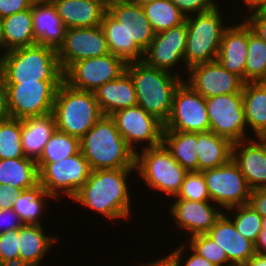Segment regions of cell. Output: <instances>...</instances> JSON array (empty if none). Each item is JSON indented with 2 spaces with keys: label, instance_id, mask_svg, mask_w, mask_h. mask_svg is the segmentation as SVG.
I'll return each mask as SVG.
<instances>
[{
  "label": "cell",
  "instance_id": "52a82bcc",
  "mask_svg": "<svg viewBox=\"0 0 266 266\" xmlns=\"http://www.w3.org/2000/svg\"><path fill=\"white\" fill-rule=\"evenodd\" d=\"M221 8L219 4L211 11L186 17L184 64L188 69L193 65L217 59L222 35L230 23L225 24Z\"/></svg>",
  "mask_w": 266,
  "mask_h": 266
},
{
  "label": "cell",
  "instance_id": "9a60e30c",
  "mask_svg": "<svg viewBox=\"0 0 266 266\" xmlns=\"http://www.w3.org/2000/svg\"><path fill=\"white\" fill-rule=\"evenodd\" d=\"M126 64L111 53L78 60L64 72V81L71 87L94 92L103 84L117 79Z\"/></svg>",
  "mask_w": 266,
  "mask_h": 266
},
{
  "label": "cell",
  "instance_id": "83f0119b",
  "mask_svg": "<svg viewBox=\"0 0 266 266\" xmlns=\"http://www.w3.org/2000/svg\"><path fill=\"white\" fill-rule=\"evenodd\" d=\"M242 97L248 132L266 138V82L245 83Z\"/></svg>",
  "mask_w": 266,
  "mask_h": 266
},
{
  "label": "cell",
  "instance_id": "9c48e42d",
  "mask_svg": "<svg viewBox=\"0 0 266 266\" xmlns=\"http://www.w3.org/2000/svg\"><path fill=\"white\" fill-rule=\"evenodd\" d=\"M62 82H5L10 117L23 120L52 113L56 91Z\"/></svg>",
  "mask_w": 266,
  "mask_h": 266
},
{
  "label": "cell",
  "instance_id": "cb8c5ba5",
  "mask_svg": "<svg viewBox=\"0 0 266 266\" xmlns=\"http://www.w3.org/2000/svg\"><path fill=\"white\" fill-rule=\"evenodd\" d=\"M33 30L37 44L56 50L63 44L66 27L51 0H35L32 5Z\"/></svg>",
  "mask_w": 266,
  "mask_h": 266
},
{
  "label": "cell",
  "instance_id": "f35d334b",
  "mask_svg": "<svg viewBox=\"0 0 266 266\" xmlns=\"http://www.w3.org/2000/svg\"><path fill=\"white\" fill-rule=\"evenodd\" d=\"M101 27L111 54L120 58L125 64L139 61L126 47V34L122 25L107 12L103 16Z\"/></svg>",
  "mask_w": 266,
  "mask_h": 266
},
{
  "label": "cell",
  "instance_id": "603a6c76",
  "mask_svg": "<svg viewBox=\"0 0 266 266\" xmlns=\"http://www.w3.org/2000/svg\"><path fill=\"white\" fill-rule=\"evenodd\" d=\"M66 29L101 26L107 7L104 0H51Z\"/></svg>",
  "mask_w": 266,
  "mask_h": 266
},
{
  "label": "cell",
  "instance_id": "f907efd6",
  "mask_svg": "<svg viewBox=\"0 0 266 266\" xmlns=\"http://www.w3.org/2000/svg\"><path fill=\"white\" fill-rule=\"evenodd\" d=\"M10 117L8 110L7 85L2 71L0 70V119Z\"/></svg>",
  "mask_w": 266,
  "mask_h": 266
},
{
  "label": "cell",
  "instance_id": "30bf717a",
  "mask_svg": "<svg viewBox=\"0 0 266 266\" xmlns=\"http://www.w3.org/2000/svg\"><path fill=\"white\" fill-rule=\"evenodd\" d=\"M201 172L205 178L211 202L223 211L249 204L251 189L233 159L220 167Z\"/></svg>",
  "mask_w": 266,
  "mask_h": 266
},
{
  "label": "cell",
  "instance_id": "d6986e66",
  "mask_svg": "<svg viewBox=\"0 0 266 266\" xmlns=\"http://www.w3.org/2000/svg\"><path fill=\"white\" fill-rule=\"evenodd\" d=\"M107 13L122 25L127 49L142 61L144 51L155 35L142 6L130 2L115 3L107 6Z\"/></svg>",
  "mask_w": 266,
  "mask_h": 266
},
{
  "label": "cell",
  "instance_id": "7c38bea8",
  "mask_svg": "<svg viewBox=\"0 0 266 266\" xmlns=\"http://www.w3.org/2000/svg\"><path fill=\"white\" fill-rule=\"evenodd\" d=\"M110 117L127 145L135 153L162 144L164 124L139 105L120 109ZM139 145L140 147H137Z\"/></svg>",
  "mask_w": 266,
  "mask_h": 266
},
{
  "label": "cell",
  "instance_id": "f546056e",
  "mask_svg": "<svg viewBox=\"0 0 266 266\" xmlns=\"http://www.w3.org/2000/svg\"><path fill=\"white\" fill-rule=\"evenodd\" d=\"M198 133L163 131L162 144L188 172L198 171Z\"/></svg>",
  "mask_w": 266,
  "mask_h": 266
},
{
  "label": "cell",
  "instance_id": "e0dca14e",
  "mask_svg": "<svg viewBox=\"0 0 266 266\" xmlns=\"http://www.w3.org/2000/svg\"><path fill=\"white\" fill-rule=\"evenodd\" d=\"M108 53L110 50L101 26L66 29L63 44L57 50L63 72L78 60Z\"/></svg>",
  "mask_w": 266,
  "mask_h": 266
},
{
  "label": "cell",
  "instance_id": "5b68a950",
  "mask_svg": "<svg viewBox=\"0 0 266 266\" xmlns=\"http://www.w3.org/2000/svg\"><path fill=\"white\" fill-rule=\"evenodd\" d=\"M52 114L57 130L79 139L103 116L94 92L75 89L65 81L56 91Z\"/></svg>",
  "mask_w": 266,
  "mask_h": 266
},
{
  "label": "cell",
  "instance_id": "60d3db41",
  "mask_svg": "<svg viewBox=\"0 0 266 266\" xmlns=\"http://www.w3.org/2000/svg\"><path fill=\"white\" fill-rule=\"evenodd\" d=\"M171 199L211 201L203 173L201 171L187 172L180 192Z\"/></svg>",
  "mask_w": 266,
  "mask_h": 266
},
{
  "label": "cell",
  "instance_id": "3957f363",
  "mask_svg": "<svg viewBox=\"0 0 266 266\" xmlns=\"http://www.w3.org/2000/svg\"><path fill=\"white\" fill-rule=\"evenodd\" d=\"M125 71L133 80L137 105L165 124L172 110L174 92L184 78L143 61L126 64Z\"/></svg>",
  "mask_w": 266,
  "mask_h": 266
},
{
  "label": "cell",
  "instance_id": "7dc6e473",
  "mask_svg": "<svg viewBox=\"0 0 266 266\" xmlns=\"http://www.w3.org/2000/svg\"><path fill=\"white\" fill-rule=\"evenodd\" d=\"M23 225L18 214L13 209L0 210V235L15 230Z\"/></svg>",
  "mask_w": 266,
  "mask_h": 266
},
{
  "label": "cell",
  "instance_id": "816d5d0a",
  "mask_svg": "<svg viewBox=\"0 0 266 266\" xmlns=\"http://www.w3.org/2000/svg\"><path fill=\"white\" fill-rule=\"evenodd\" d=\"M242 2L244 3L243 6H245L244 9L247 8L245 14L256 10H264L266 8V0H242Z\"/></svg>",
  "mask_w": 266,
  "mask_h": 266
},
{
  "label": "cell",
  "instance_id": "bcb514c9",
  "mask_svg": "<svg viewBox=\"0 0 266 266\" xmlns=\"http://www.w3.org/2000/svg\"><path fill=\"white\" fill-rule=\"evenodd\" d=\"M35 0H0V19L30 9Z\"/></svg>",
  "mask_w": 266,
  "mask_h": 266
},
{
  "label": "cell",
  "instance_id": "484cf974",
  "mask_svg": "<svg viewBox=\"0 0 266 266\" xmlns=\"http://www.w3.org/2000/svg\"><path fill=\"white\" fill-rule=\"evenodd\" d=\"M103 115L137 105L135 87L130 75L124 71L117 79L107 82L94 91Z\"/></svg>",
  "mask_w": 266,
  "mask_h": 266
},
{
  "label": "cell",
  "instance_id": "7402d4cb",
  "mask_svg": "<svg viewBox=\"0 0 266 266\" xmlns=\"http://www.w3.org/2000/svg\"><path fill=\"white\" fill-rule=\"evenodd\" d=\"M226 252L233 266H244L256 253L255 244L243 237L233 221L223 213L207 233Z\"/></svg>",
  "mask_w": 266,
  "mask_h": 266
},
{
  "label": "cell",
  "instance_id": "6f0895ef",
  "mask_svg": "<svg viewBox=\"0 0 266 266\" xmlns=\"http://www.w3.org/2000/svg\"><path fill=\"white\" fill-rule=\"evenodd\" d=\"M106 7L115 3H133V0H104Z\"/></svg>",
  "mask_w": 266,
  "mask_h": 266
},
{
  "label": "cell",
  "instance_id": "277c9868",
  "mask_svg": "<svg viewBox=\"0 0 266 266\" xmlns=\"http://www.w3.org/2000/svg\"><path fill=\"white\" fill-rule=\"evenodd\" d=\"M0 70L5 82L64 81L57 50L39 44L9 50Z\"/></svg>",
  "mask_w": 266,
  "mask_h": 266
},
{
  "label": "cell",
  "instance_id": "ffe728a7",
  "mask_svg": "<svg viewBox=\"0 0 266 266\" xmlns=\"http://www.w3.org/2000/svg\"><path fill=\"white\" fill-rule=\"evenodd\" d=\"M232 159L251 190L266 187V138L252 137L235 142Z\"/></svg>",
  "mask_w": 266,
  "mask_h": 266
},
{
  "label": "cell",
  "instance_id": "f1b7e54d",
  "mask_svg": "<svg viewBox=\"0 0 266 266\" xmlns=\"http://www.w3.org/2000/svg\"><path fill=\"white\" fill-rule=\"evenodd\" d=\"M198 171L220 167L232 159L233 142L211 131L198 133Z\"/></svg>",
  "mask_w": 266,
  "mask_h": 266
},
{
  "label": "cell",
  "instance_id": "d590c367",
  "mask_svg": "<svg viewBox=\"0 0 266 266\" xmlns=\"http://www.w3.org/2000/svg\"><path fill=\"white\" fill-rule=\"evenodd\" d=\"M80 151V139L55 130L46 143L36 163H54L69 158Z\"/></svg>",
  "mask_w": 266,
  "mask_h": 266
},
{
  "label": "cell",
  "instance_id": "8d00e7d4",
  "mask_svg": "<svg viewBox=\"0 0 266 266\" xmlns=\"http://www.w3.org/2000/svg\"><path fill=\"white\" fill-rule=\"evenodd\" d=\"M233 221L238 232L254 244L262 230V216L250 205H240L224 211Z\"/></svg>",
  "mask_w": 266,
  "mask_h": 266
},
{
  "label": "cell",
  "instance_id": "4dcf8cb0",
  "mask_svg": "<svg viewBox=\"0 0 266 266\" xmlns=\"http://www.w3.org/2000/svg\"><path fill=\"white\" fill-rule=\"evenodd\" d=\"M0 184L12 185L19 191L39 184V169L30 158L0 159Z\"/></svg>",
  "mask_w": 266,
  "mask_h": 266
},
{
  "label": "cell",
  "instance_id": "e575fe53",
  "mask_svg": "<svg viewBox=\"0 0 266 266\" xmlns=\"http://www.w3.org/2000/svg\"><path fill=\"white\" fill-rule=\"evenodd\" d=\"M266 82V42L248 25V50L245 83Z\"/></svg>",
  "mask_w": 266,
  "mask_h": 266
},
{
  "label": "cell",
  "instance_id": "680465c9",
  "mask_svg": "<svg viewBox=\"0 0 266 266\" xmlns=\"http://www.w3.org/2000/svg\"><path fill=\"white\" fill-rule=\"evenodd\" d=\"M154 0H133V4L144 6L145 4H148Z\"/></svg>",
  "mask_w": 266,
  "mask_h": 266
},
{
  "label": "cell",
  "instance_id": "5bb4252c",
  "mask_svg": "<svg viewBox=\"0 0 266 266\" xmlns=\"http://www.w3.org/2000/svg\"><path fill=\"white\" fill-rule=\"evenodd\" d=\"M186 40V21L179 26L156 33L149 47L144 51L142 61L146 65L172 72L181 78L186 77L188 73V68L184 64ZM180 66L186 74L179 70Z\"/></svg>",
  "mask_w": 266,
  "mask_h": 266
},
{
  "label": "cell",
  "instance_id": "f6af8a7d",
  "mask_svg": "<svg viewBox=\"0 0 266 266\" xmlns=\"http://www.w3.org/2000/svg\"><path fill=\"white\" fill-rule=\"evenodd\" d=\"M243 18L252 31L266 42V12L264 10L252 11L245 16L243 14Z\"/></svg>",
  "mask_w": 266,
  "mask_h": 266
},
{
  "label": "cell",
  "instance_id": "ee69618b",
  "mask_svg": "<svg viewBox=\"0 0 266 266\" xmlns=\"http://www.w3.org/2000/svg\"><path fill=\"white\" fill-rule=\"evenodd\" d=\"M186 17L205 13L219 5L218 0H170Z\"/></svg>",
  "mask_w": 266,
  "mask_h": 266
},
{
  "label": "cell",
  "instance_id": "11a10c76",
  "mask_svg": "<svg viewBox=\"0 0 266 266\" xmlns=\"http://www.w3.org/2000/svg\"><path fill=\"white\" fill-rule=\"evenodd\" d=\"M159 258V259H158ZM157 258V260H152V261H150L149 260V263L147 262H139V261H133V263H135V264H137V266L139 265V266H167L166 264H165V262L160 258V257H158ZM138 262V263H137Z\"/></svg>",
  "mask_w": 266,
  "mask_h": 266
},
{
  "label": "cell",
  "instance_id": "ab89813d",
  "mask_svg": "<svg viewBox=\"0 0 266 266\" xmlns=\"http://www.w3.org/2000/svg\"><path fill=\"white\" fill-rule=\"evenodd\" d=\"M186 243L199 255L207 259L215 266H233L226 255L225 250L207 234L189 237Z\"/></svg>",
  "mask_w": 266,
  "mask_h": 266
},
{
  "label": "cell",
  "instance_id": "1f68e13d",
  "mask_svg": "<svg viewBox=\"0 0 266 266\" xmlns=\"http://www.w3.org/2000/svg\"><path fill=\"white\" fill-rule=\"evenodd\" d=\"M49 199L56 201L39 183L35 187L20 191L13 202L12 209L18 214L23 224L44 225L41 221L43 215L46 216L45 214L49 210L47 207Z\"/></svg>",
  "mask_w": 266,
  "mask_h": 266
},
{
  "label": "cell",
  "instance_id": "7bdbcfd3",
  "mask_svg": "<svg viewBox=\"0 0 266 266\" xmlns=\"http://www.w3.org/2000/svg\"><path fill=\"white\" fill-rule=\"evenodd\" d=\"M0 266H19L18 229L0 235Z\"/></svg>",
  "mask_w": 266,
  "mask_h": 266
},
{
  "label": "cell",
  "instance_id": "ba28073f",
  "mask_svg": "<svg viewBox=\"0 0 266 266\" xmlns=\"http://www.w3.org/2000/svg\"><path fill=\"white\" fill-rule=\"evenodd\" d=\"M39 169V183L55 200H70L86 183L91 173L88 161L81 151L54 163H36ZM63 197V198H61Z\"/></svg>",
  "mask_w": 266,
  "mask_h": 266
},
{
  "label": "cell",
  "instance_id": "91938a15",
  "mask_svg": "<svg viewBox=\"0 0 266 266\" xmlns=\"http://www.w3.org/2000/svg\"><path fill=\"white\" fill-rule=\"evenodd\" d=\"M262 229L266 230V217H264L262 219V223H261Z\"/></svg>",
  "mask_w": 266,
  "mask_h": 266
},
{
  "label": "cell",
  "instance_id": "f5cc1de1",
  "mask_svg": "<svg viewBox=\"0 0 266 266\" xmlns=\"http://www.w3.org/2000/svg\"><path fill=\"white\" fill-rule=\"evenodd\" d=\"M255 251L257 253L266 254V230L264 229L261 230L255 242Z\"/></svg>",
  "mask_w": 266,
  "mask_h": 266
},
{
  "label": "cell",
  "instance_id": "9f6ffc18",
  "mask_svg": "<svg viewBox=\"0 0 266 266\" xmlns=\"http://www.w3.org/2000/svg\"><path fill=\"white\" fill-rule=\"evenodd\" d=\"M0 52H1L0 58H2L8 52L4 44L1 19H0Z\"/></svg>",
  "mask_w": 266,
  "mask_h": 266
},
{
  "label": "cell",
  "instance_id": "ac0fdd59",
  "mask_svg": "<svg viewBox=\"0 0 266 266\" xmlns=\"http://www.w3.org/2000/svg\"><path fill=\"white\" fill-rule=\"evenodd\" d=\"M184 81L205 99L240 93L245 84L242 78L229 72L217 60L191 66Z\"/></svg>",
  "mask_w": 266,
  "mask_h": 266
},
{
  "label": "cell",
  "instance_id": "8fae6325",
  "mask_svg": "<svg viewBox=\"0 0 266 266\" xmlns=\"http://www.w3.org/2000/svg\"><path fill=\"white\" fill-rule=\"evenodd\" d=\"M210 131L233 143L252 136L247 133L242 92L205 99Z\"/></svg>",
  "mask_w": 266,
  "mask_h": 266
},
{
  "label": "cell",
  "instance_id": "d6a6232c",
  "mask_svg": "<svg viewBox=\"0 0 266 266\" xmlns=\"http://www.w3.org/2000/svg\"><path fill=\"white\" fill-rule=\"evenodd\" d=\"M5 48L9 51L37 44L33 30L32 7L1 19Z\"/></svg>",
  "mask_w": 266,
  "mask_h": 266
},
{
  "label": "cell",
  "instance_id": "44dd1931",
  "mask_svg": "<svg viewBox=\"0 0 266 266\" xmlns=\"http://www.w3.org/2000/svg\"><path fill=\"white\" fill-rule=\"evenodd\" d=\"M232 22L225 29L217 56V61L229 72L236 74L245 82V64L248 50V24L243 21Z\"/></svg>",
  "mask_w": 266,
  "mask_h": 266
},
{
  "label": "cell",
  "instance_id": "c3c4849f",
  "mask_svg": "<svg viewBox=\"0 0 266 266\" xmlns=\"http://www.w3.org/2000/svg\"><path fill=\"white\" fill-rule=\"evenodd\" d=\"M249 204L262 218L266 217V187L251 190Z\"/></svg>",
  "mask_w": 266,
  "mask_h": 266
},
{
  "label": "cell",
  "instance_id": "681fc988",
  "mask_svg": "<svg viewBox=\"0 0 266 266\" xmlns=\"http://www.w3.org/2000/svg\"><path fill=\"white\" fill-rule=\"evenodd\" d=\"M20 191L12 185L0 184V210L12 209L13 202Z\"/></svg>",
  "mask_w": 266,
  "mask_h": 266
},
{
  "label": "cell",
  "instance_id": "74e56055",
  "mask_svg": "<svg viewBox=\"0 0 266 266\" xmlns=\"http://www.w3.org/2000/svg\"><path fill=\"white\" fill-rule=\"evenodd\" d=\"M21 143V120L0 119V159L24 158Z\"/></svg>",
  "mask_w": 266,
  "mask_h": 266
},
{
  "label": "cell",
  "instance_id": "b9f144b4",
  "mask_svg": "<svg viewBox=\"0 0 266 266\" xmlns=\"http://www.w3.org/2000/svg\"><path fill=\"white\" fill-rule=\"evenodd\" d=\"M169 251L170 253L166 256L163 255L160 257L167 266H215L207 259L196 253L187 243L184 244V241L179 244V247L177 245L176 248H172V250Z\"/></svg>",
  "mask_w": 266,
  "mask_h": 266
},
{
  "label": "cell",
  "instance_id": "7a4b0ae2",
  "mask_svg": "<svg viewBox=\"0 0 266 266\" xmlns=\"http://www.w3.org/2000/svg\"><path fill=\"white\" fill-rule=\"evenodd\" d=\"M80 151L91 170L135 168V152L110 116L103 115L80 139Z\"/></svg>",
  "mask_w": 266,
  "mask_h": 266
},
{
  "label": "cell",
  "instance_id": "8992f818",
  "mask_svg": "<svg viewBox=\"0 0 266 266\" xmlns=\"http://www.w3.org/2000/svg\"><path fill=\"white\" fill-rule=\"evenodd\" d=\"M135 170L138 179L152 192L176 197L181 190L186 171L163 144L144 148L135 153ZM163 192V193H162Z\"/></svg>",
  "mask_w": 266,
  "mask_h": 266
},
{
  "label": "cell",
  "instance_id": "2e32d148",
  "mask_svg": "<svg viewBox=\"0 0 266 266\" xmlns=\"http://www.w3.org/2000/svg\"><path fill=\"white\" fill-rule=\"evenodd\" d=\"M171 200L173 202H171ZM168 211L175 229L182 230L184 239L207 234L224 211L211 201H192L187 199H171Z\"/></svg>",
  "mask_w": 266,
  "mask_h": 266
},
{
  "label": "cell",
  "instance_id": "db71d44e",
  "mask_svg": "<svg viewBox=\"0 0 266 266\" xmlns=\"http://www.w3.org/2000/svg\"><path fill=\"white\" fill-rule=\"evenodd\" d=\"M244 266H266V254L256 252Z\"/></svg>",
  "mask_w": 266,
  "mask_h": 266
},
{
  "label": "cell",
  "instance_id": "4fadbf2b",
  "mask_svg": "<svg viewBox=\"0 0 266 266\" xmlns=\"http://www.w3.org/2000/svg\"><path fill=\"white\" fill-rule=\"evenodd\" d=\"M163 131H210L205 98L184 80L174 92L172 110Z\"/></svg>",
  "mask_w": 266,
  "mask_h": 266
},
{
  "label": "cell",
  "instance_id": "836d02e7",
  "mask_svg": "<svg viewBox=\"0 0 266 266\" xmlns=\"http://www.w3.org/2000/svg\"><path fill=\"white\" fill-rule=\"evenodd\" d=\"M142 8L155 34L179 26L186 20L170 0H154Z\"/></svg>",
  "mask_w": 266,
  "mask_h": 266
},
{
  "label": "cell",
  "instance_id": "d4e9b609",
  "mask_svg": "<svg viewBox=\"0 0 266 266\" xmlns=\"http://www.w3.org/2000/svg\"><path fill=\"white\" fill-rule=\"evenodd\" d=\"M44 228L37 224H23L18 228L19 266H42L44 257L58 244L57 236L48 235Z\"/></svg>",
  "mask_w": 266,
  "mask_h": 266
},
{
  "label": "cell",
  "instance_id": "6da1fadb",
  "mask_svg": "<svg viewBox=\"0 0 266 266\" xmlns=\"http://www.w3.org/2000/svg\"><path fill=\"white\" fill-rule=\"evenodd\" d=\"M133 172L135 168L92 170L71 201L112 220L113 224L117 220H131L134 205L131 192L134 191H131L129 179L132 178L129 177L134 178Z\"/></svg>",
  "mask_w": 266,
  "mask_h": 266
},
{
  "label": "cell",
  "instance_id": "4316f807",
  "mask_svg": "<svg viewBox=\"0 0 266 266\" xmlns=\"http://www.w3.org/2000/svg\"><path fill=\"white\" fill-rule=\"evenodd\" d=\"M55 130L52 113L21 120V143L25 157L37 161Z\"/></svg>",
  "mask_w": 266,
  "mask_h": 266
}]
</instances>
